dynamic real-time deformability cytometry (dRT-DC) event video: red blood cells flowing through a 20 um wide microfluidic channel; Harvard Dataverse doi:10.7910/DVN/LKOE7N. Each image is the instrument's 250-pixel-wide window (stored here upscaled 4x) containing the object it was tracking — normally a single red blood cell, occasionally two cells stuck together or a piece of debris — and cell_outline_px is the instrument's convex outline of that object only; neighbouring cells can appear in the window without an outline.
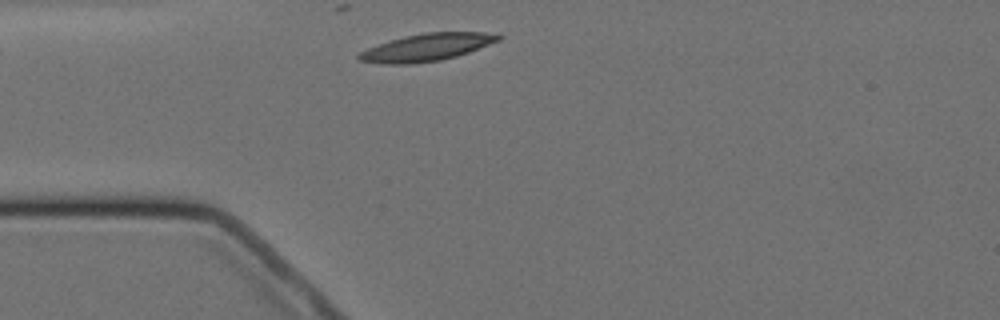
{"species": "Egyptian fruit bat (a non-hibernating species)", "species_latin": "Rousettus aegyptiacus", "temperature_condition": "cold", "stored_images_in_passage": 1, "camera_frame_rate_fps": 3000, "um_per_image_px": 0.085, "animal": {"sex": "female"}, "frame": {"image": 1, "passage_image": 1, "time_ms": 0.0, "image_size_px": [1000, 320], "cell_outline_px": [[504, 36], [500, 40], [468, 52], [456, 56], [440, 60], [412, 64], [388, 64], [360, 60], [356, 56], [360, 52], [368, 48], [404, 36], [424, 32], [484, 32]], "centroid_in_image_um": [36.29, 4.02], "position_along_channel_um": 48.7, "area_um2": 21.91}}